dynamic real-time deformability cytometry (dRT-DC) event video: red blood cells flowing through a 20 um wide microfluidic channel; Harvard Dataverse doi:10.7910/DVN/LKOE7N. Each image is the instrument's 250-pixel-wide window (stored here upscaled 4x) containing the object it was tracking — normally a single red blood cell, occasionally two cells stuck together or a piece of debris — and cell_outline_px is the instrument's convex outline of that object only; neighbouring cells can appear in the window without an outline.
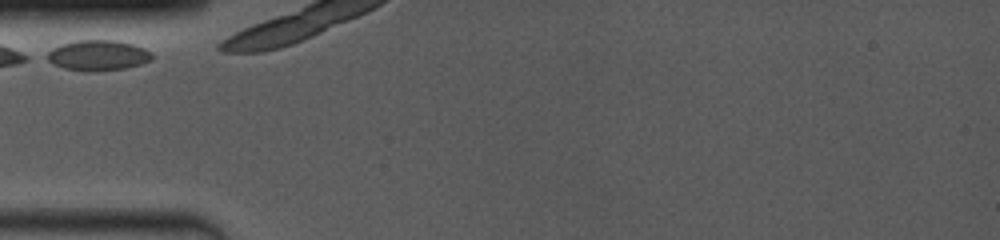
{"species": "common noctule bat (a hibernating species)", "species_latin": "Nyctalus noctula", "temperature_condition": "room temperature", "stored_images_in_passage": 8, "camera_frame_rate_fps": 4000, "um_per_image_px": 0.085, "animal": {"sex": "female", "body_mass_g": 19.0, "forearm_length_mm": 53.3}, "frame": {"image": 1, "passage_image": 1, "time_ms": 0.0, "image_size_px": [1000, 240], "cell_outline_px": [[152, 60], [140, 64], [124, 68], [92, 72], [88, 72], [64, 68], [52, 64], [44, 60], [40, 56], [52, 48], [76, 40], [116, 40], [132, 44], [144, 48], [152, 52]], "centroid_in_image_um": [8.25, 4.71], "position_along_channel_um": 76.8, "area_um2": 18.96}}